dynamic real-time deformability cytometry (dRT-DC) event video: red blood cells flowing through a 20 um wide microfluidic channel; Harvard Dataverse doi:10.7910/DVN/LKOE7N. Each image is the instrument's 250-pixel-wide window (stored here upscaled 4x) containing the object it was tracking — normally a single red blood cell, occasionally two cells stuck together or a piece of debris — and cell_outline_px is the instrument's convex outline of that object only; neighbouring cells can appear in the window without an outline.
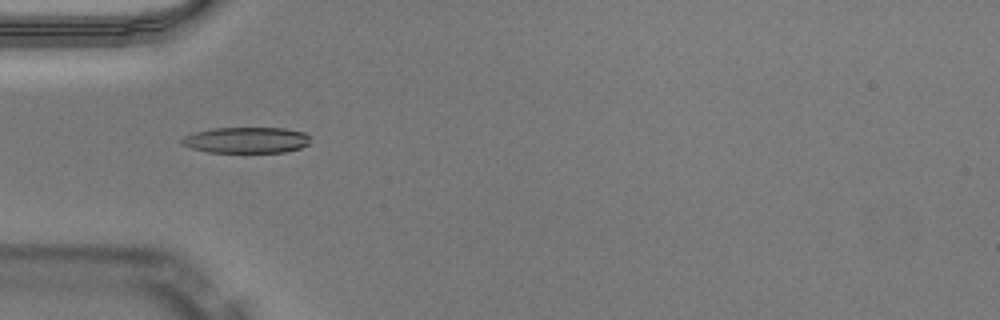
{"species": "Egyptian fruit bat (a non-hibernating species)", "species_latin": "Rousettus aegyptiacus", "temperature_condition": "warm", "stored_images_in_passage": 50, "camera_frame_rate_fps": 3000, "um_per_image_px": 0.085, "animal": {"sex": "male"}, "frame": {"image": 1, "passage_image": 16, "time_ms": 5.0, "image_size_px": [1000, 320], "cell_outline_px": [[308, 144], [300, 148], [284, 152], [208, 152], [192, 148], [180, 144], [180, 140], [184, 136], [196, 132], [212, 128], [284, 128], [304, 132], [308, 136]], "centroid_in_image_um": [20.91, 11.9], "position_along_channel_um": 64.1, "area_um2": 19.36}}
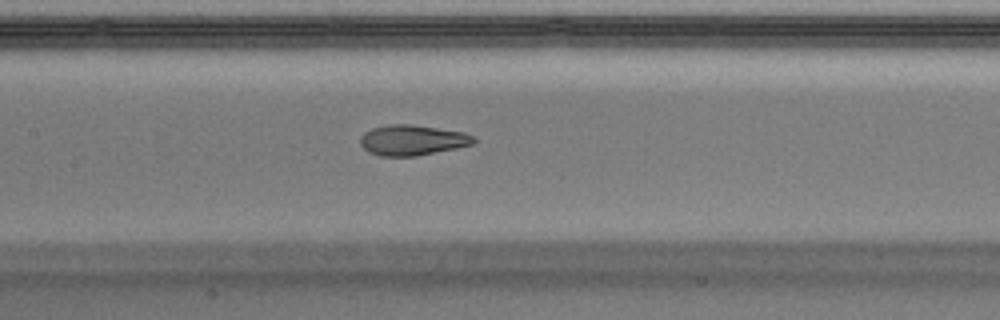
{"frame": {"image": 2, "passage_image": 24, "time_ms": 7.667, "image_size_px": [1000, 320], "cell_outline_px": [[476, 140], [472, 144], [456, 148], [416, 156], [380, 156], [368, 152], [360, 144], [360, 140], [364, 132], [372, 128], [388, 124], [412, 124], [464, 132], [472, 136]], "centroid_in_image_um": [35.02, 11.91], "position_along_channel_um": 172.4, "area_um2": 20.06}}
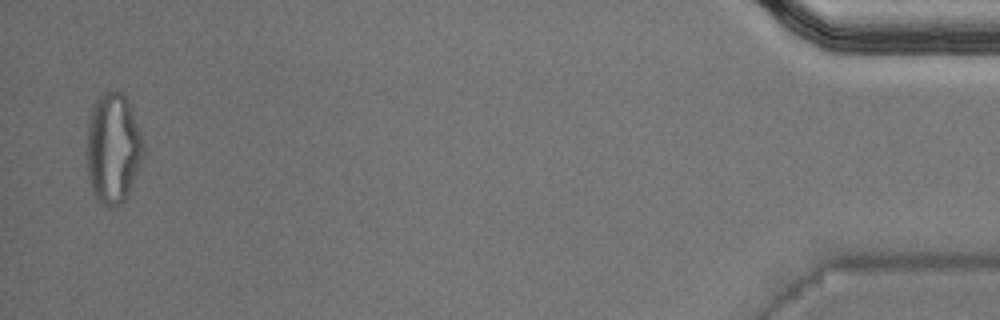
{"frame": {"image": 3, "passage_image": 49, "time_ms": 16.0, "image_size_px": [1000, 320], "cell_outline_px": [[144, 152], [128, 192], [124, 200], [120, 204], [100, 204], [96, 200], [92, 192], [88, 176], [88, 124], [96, 100], [104, 92], [120, 92], [128, 100], [144, 140]], "centroid_in_image_um": [9.62, 12.6], "position_along_channel_um": 425.6, "area_um2": 35.6}, "authors_computed_cell_mechanics": {"area_um2": 20.3745, "velocity_mm_per_s": 4.0653, "shape_relaxation_time_tau1_ms": 4.4652, "shape_relaxation_time_tau2_ms": 1.5531, "deformation_change_tau1": 0.2207, "deformation_change_tau2": 0.0882}}